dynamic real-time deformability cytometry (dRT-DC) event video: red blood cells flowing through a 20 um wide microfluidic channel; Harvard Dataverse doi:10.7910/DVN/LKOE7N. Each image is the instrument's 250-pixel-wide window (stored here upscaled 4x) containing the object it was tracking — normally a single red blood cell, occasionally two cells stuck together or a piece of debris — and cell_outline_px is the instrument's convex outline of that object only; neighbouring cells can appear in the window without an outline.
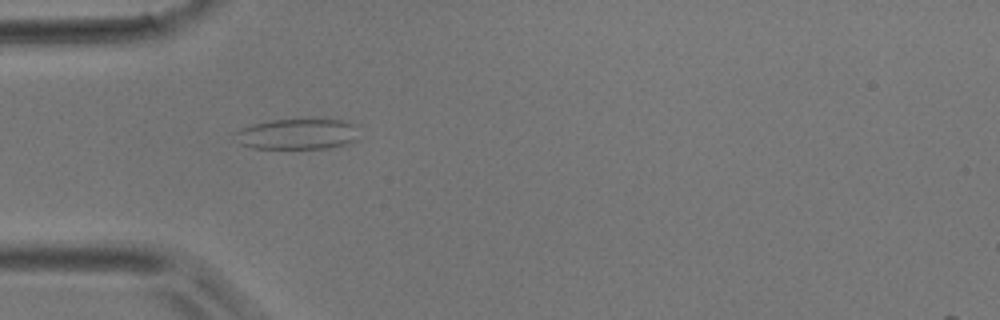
{"species": "common noctule bat (a hibernating species)", "species_latin": "Nyctalus noctula", "temperature_condition": "room temperature", "stored_images_in_passage": 5, "camera_frame_rate_fps": 3000, "um_per_image_px": 0.085, "animal": {"sex": "male", "body_mass_g": 17.9}, "frame": {"image": 1, "passage_image": 4, "time_ms": 1.0, "image_size_px": [1000, 320], "cell_outline_px": [[360, 140], [348, 144], [332, 148], [252, 148], [240, 144], [236, 132], [252, 124], [272, 120], [340, 120], [352, 124]], "centroid_in_image_um": [25.33, 11.42], "position_along_channel_um": 59.7, "area_um2": 21.79}}